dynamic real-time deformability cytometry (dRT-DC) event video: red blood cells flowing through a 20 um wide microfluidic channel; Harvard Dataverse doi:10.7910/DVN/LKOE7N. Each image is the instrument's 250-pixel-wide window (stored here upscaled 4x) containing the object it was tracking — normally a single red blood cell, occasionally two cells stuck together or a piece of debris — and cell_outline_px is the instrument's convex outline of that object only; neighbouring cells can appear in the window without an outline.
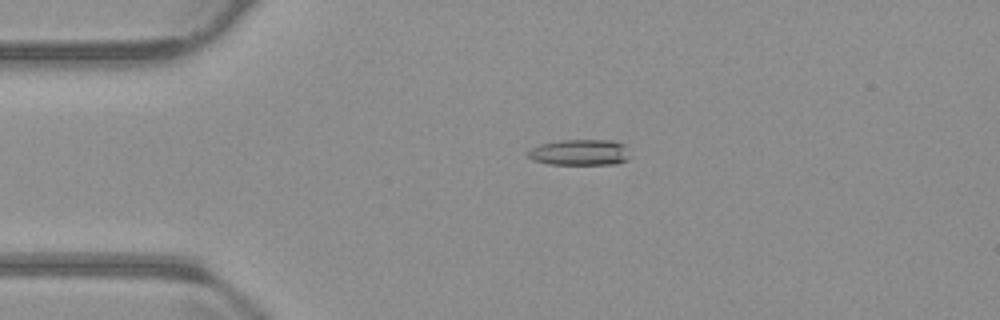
{"species": "common noctule bat (a hibernating species)", "species_latin": "Nyctalus noctula", "temperature_condition": "warm", "stored_images_in_passage": 47, "camera_frame_rate_fps": 3000, "um_per_image_px": 0.085, "animal": {"sex": "male", "body_mass_g": 23.1, "forearm_length_mm": 52.7}, "frame": {"image": 1, "passage_image": 5, "time_ms": 1.333, "image_size_px": [1000, 320], "cell_outline_px": [[632, 156], [628, 160], [616, 164], [548, 164], [532, 160], [528, 156], [528, 152], [532, 148], [540, 144], [560, 140], [612, 140], [624, 144]], "centroid_in_image_um": [49.34, 12.95], "position_along_channel_um": 35.7, "area_um2": 15.61}}
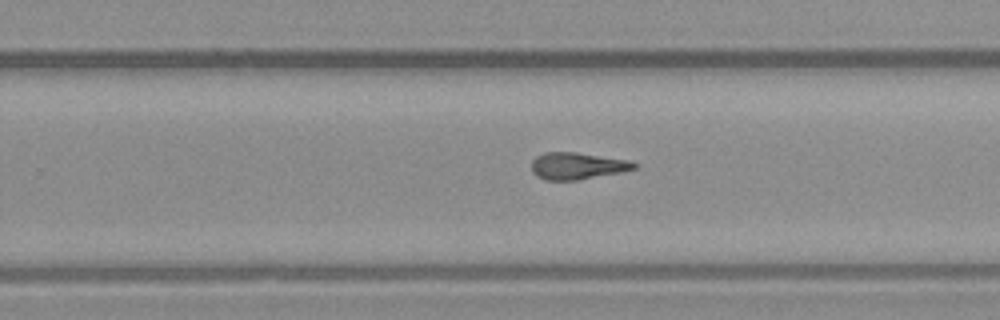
{"frame": {"image": 2, "passage_image": 27, "time_ms": 8.667, "image_size_px": [1000, 320], "cell_outline_px": [[636, 168], [624, 172], [576, 180], [544, 180], [536, 176], [532, 172], [532, 160], [536, 156], [544, 152], [576, 152], [628, 160], [636, 164]], "centroid_in_image_um": [49.04, 14.1], "position_along_channel_um": 280.8, "area_um2": 16.13}}
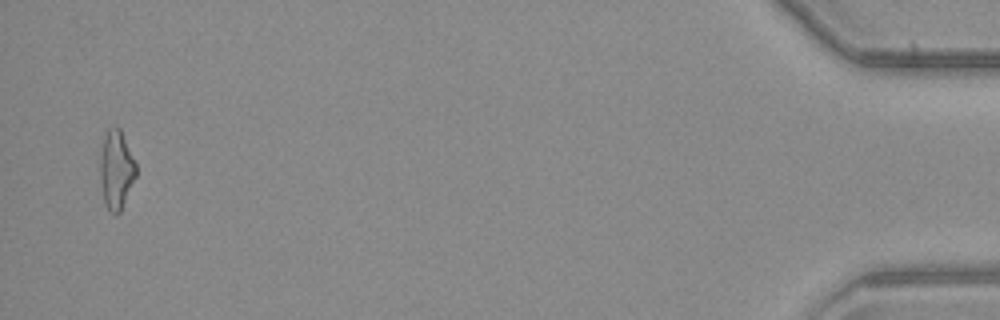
{"frame": {"image": 3, "passage_image": 46, "time_ms": 15.0, "image_size_px": [1000, 320], "cell_outline_px": [[136, 176], [120, 212], [116, 216], [108, 208], [104, 200], [100, 180], [100, 156], [104, 136], [108, 128], [116, 124], [120, 128], [136, 164]], "centroid_in_image_um": [9.88, 14.39], "position_along_channel_um": 425.3, "area_um2": 16.42}, "authors_computed_cell_mechanics": {"area_um2": 15.7794, "velocity_mm_per_s": 3.8098, "shape_relaxation_time_tau1_ms": null, "shape_relaxation_time_tau2_ms": 4.4201, "deformation_change_tau1": null, "deformation_change_tau2": 0.1649}}